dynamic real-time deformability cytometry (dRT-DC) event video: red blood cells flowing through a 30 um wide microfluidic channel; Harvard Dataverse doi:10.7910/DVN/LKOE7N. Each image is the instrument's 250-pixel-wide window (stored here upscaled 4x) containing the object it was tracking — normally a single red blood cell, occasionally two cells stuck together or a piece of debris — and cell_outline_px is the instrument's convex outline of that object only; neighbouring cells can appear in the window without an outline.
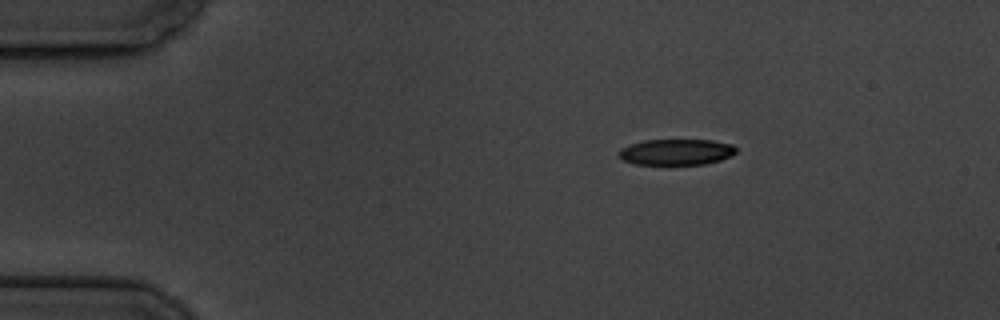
{"species": "common noctule bat (a hibernating species)", "species_latin": "Nyctalus noctula", "temperature_condition": "cold", "stored_images_in_passage": 4, "camera_frame_rate_fps": 3000, "um_per_image_px": 0.085, "animal": {"sex": "male", "body_mass_g": 19.5, "forearm_length_mm": 54.6}, "frame": {"image": 1, "passage_image": 1, "time_ms": 0.0, "image_size_px": [1000, 320], "cell_outline_px": [[736, 152], [720, 160], [704, 164], [636, 164], [624, 160], [620, 156], [620, 148], [628, 144], [644, 140], [712, 140], [732, 144], [736, 148]], "centroid_in_image_um": [57.48, 12.91], "position_along_channel_um": 27.5, "area_um2": 17.57}}
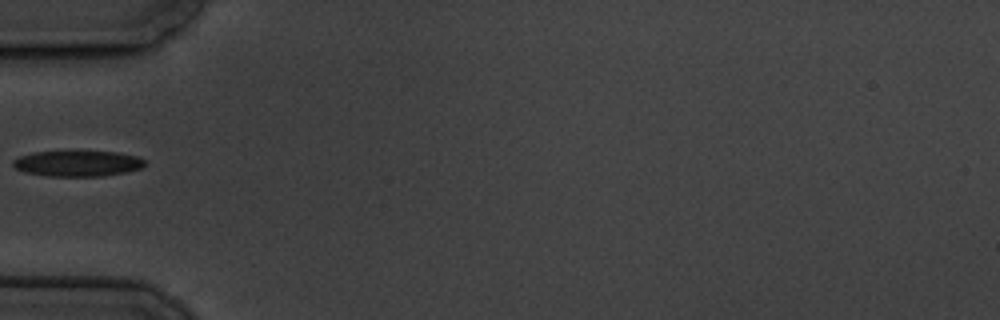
{"frame": {"image": 2, "passage_image": 4, "time_ms": 3.333, "image_size_px": [1000, 320], "cell_outline_px": [[144, 164], [140, 168], [128, 172], [104, 176], [48, 176], [24, 172], [16, 168], [12, 164], [12, 160], [20, 156], [32, 152], [116, 152], [136, 156], [144, 160]], "centroid_in_image_um": [6.57, 13.91], "position_along_channel_um": 78.4, "area_um2": 19.59}}